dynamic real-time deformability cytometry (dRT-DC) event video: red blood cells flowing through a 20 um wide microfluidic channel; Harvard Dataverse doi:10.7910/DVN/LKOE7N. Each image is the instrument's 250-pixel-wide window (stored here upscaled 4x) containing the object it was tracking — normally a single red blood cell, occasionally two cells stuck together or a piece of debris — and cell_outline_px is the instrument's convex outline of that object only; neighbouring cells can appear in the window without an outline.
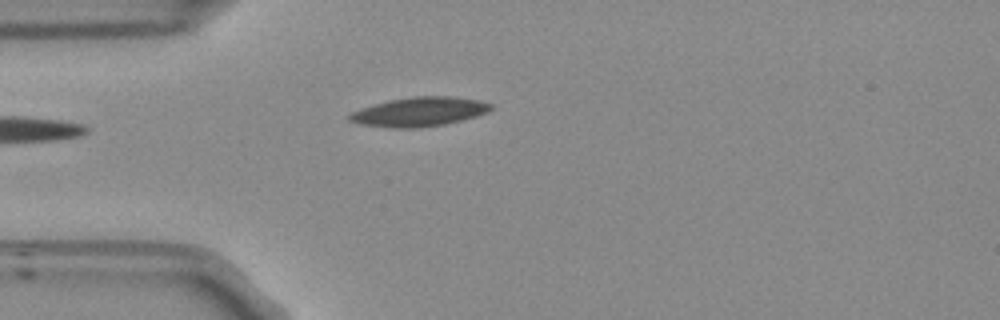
{"species": "Egyptian fruit bat (a non-hibernating species)", "species_latin": "Rousettus aegyptiacus", "temperature_condition": "room temperature", "stored_images_in_passage": 25, "camera_frame_rate_fps": 3000, "um_per_image_px": 0.085, "frame": {"image": 1, "passage_image": 1, "time_ms": 0.0, "image_size_px": [1000, 320], "cell_outline_px": [[492, 108], [488, 112], [476, 116], [444, 124], [412, 128], [396, 128], [360, 124], [348, 120], [348, 116], [352, 112], [360, 108], [388, 100], [412, 96], [448, 96], [480, 100], [492, 104]], "centroid_in_image_um": [35.63, 9.49], "position_along_channel_um": 49.4, "area_um2": 23.93}}